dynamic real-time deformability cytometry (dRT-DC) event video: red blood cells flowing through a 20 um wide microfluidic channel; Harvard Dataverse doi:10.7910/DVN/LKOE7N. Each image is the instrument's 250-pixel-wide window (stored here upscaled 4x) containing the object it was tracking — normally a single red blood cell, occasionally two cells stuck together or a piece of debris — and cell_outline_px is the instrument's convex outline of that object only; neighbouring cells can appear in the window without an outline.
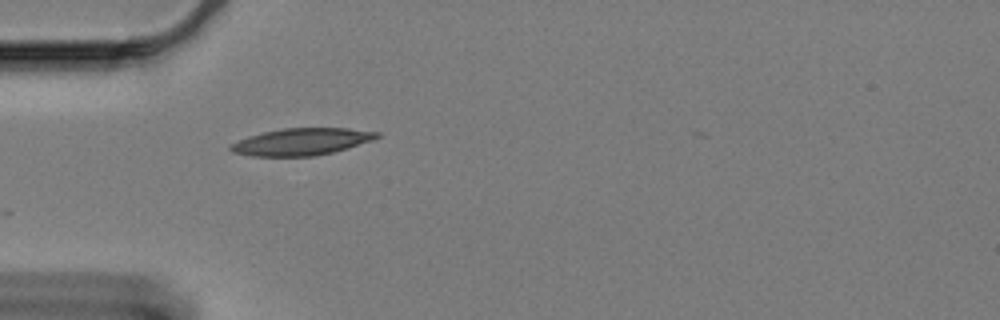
{"species": "Egyptian fruit bat (a non-hibernating species)", "species_latin": "Rousettus aegyptiacus", "temperature_condition": "cold", "stored_images_in_passage": 5, "camera_frame_rate_fps": 3000, "um_per_image_px": 0.085, "animal": {"sex": "female"}, "frame": {"image": 1, "passage_image": 1, "time_ms": 0.0, "image_size_px": [1000, 320], "cell_outline_px": [[380, 136], [372, 140], [348, 148], [316, 156], [252, 156], [232, 152], [228, 148], [232, 144], [248, 136], [264, 132], [284, 128], [348, 128], [380, 132]], "centroid_in_image_um": [25.65, 12.04], "position_along_channel_um": 59.4, "area_um2": 22.89}}
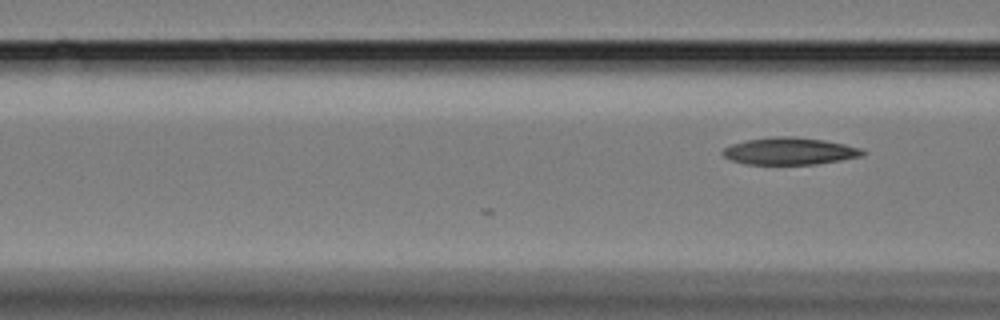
{"frame": {"image": 2, "passage_image": 5, "time_ms": 1.333, "image_size_px": [1000, 320], "cell_outline_px": [[868, 152], [860, 156], [840, 160], [816, 164], [744, 164], [732, 160], [724, 156], [720, 152], [724, 148], [732, 144], [744, 140], [772, 136], [792, 136], [824, 140], [864, 148]], "centroid_in_image_um": [67.12, 12.83], "position_along_channel_um": 99.5, "area_um2": 22.25}}